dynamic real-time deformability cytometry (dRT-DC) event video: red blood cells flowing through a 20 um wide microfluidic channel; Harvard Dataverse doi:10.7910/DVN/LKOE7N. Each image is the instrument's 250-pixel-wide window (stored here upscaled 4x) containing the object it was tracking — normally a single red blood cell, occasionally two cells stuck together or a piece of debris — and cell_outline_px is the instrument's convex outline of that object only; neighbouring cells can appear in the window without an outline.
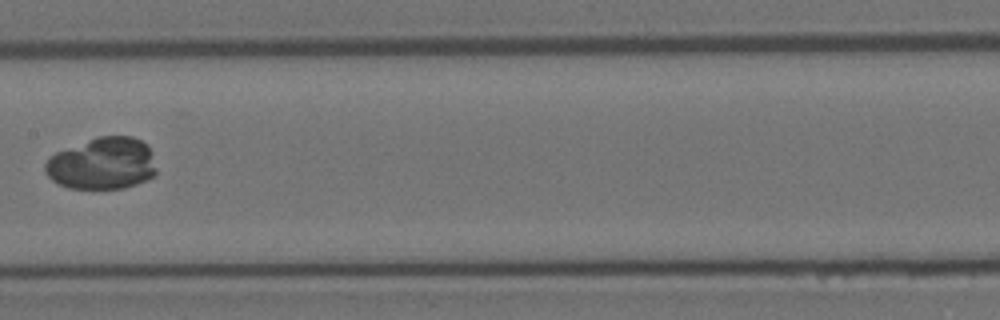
{"species": "Egyptian fruit bat (a non-hibernating species)", "species_latin": "Rousettus aegyptiacus", "temperature_condition": "room temperature", "stored_images_in_passage": 15, "camera_frame_rate_fps": 3000, "um_per_image_px": 0.085, "animal": {"sex": "female"}, "frame": {"image": 1, "passage_image": 8, "time_ms": 9.333, "image_size_px": [1000, 320], "cell_outline_px": [[156, 176], [148, 180], [124, 188], [68, 188], [52, 180], [44, 172], [44, 164], [48, 156], [56, 152], [96, 136], [132, 136], [148, 144], [152, 152], [156, 168]], "centroid_in_image_um": [8.7, 13.89], "position_along_channel_um": 198.7, "area_um2": 34.1}}
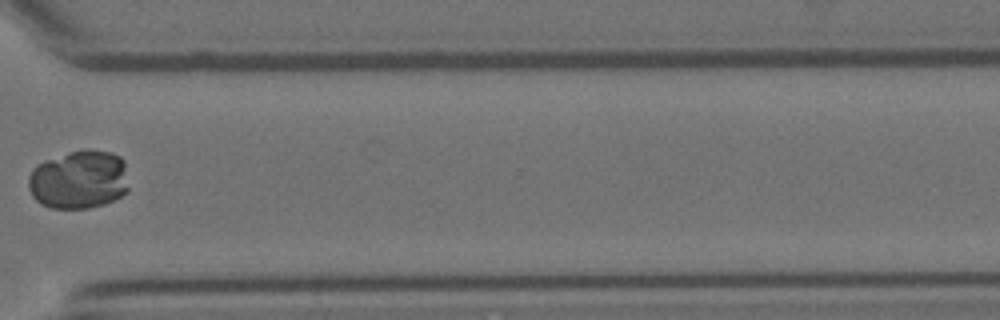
{"frame": {"image": 2, "passage_image": 12, "time_ms": 14.0, "image_size_px": [1000, 320], "cell_outline_px": [[128, 192], [104, 204], [88, 208], [52, 208], [40, 204], [32, 196], [28, 188], [28, 176], [32, 168], [36, 164], [44, 160], [68, 152], [84, 148], [88, 148], [112, 152], [120, 156], [124, 160], [128, 188]], "centroid_in_image_um": [6.69, 15.24], "position_along_channel_um": 363.9, "area_um2": 34.91}}
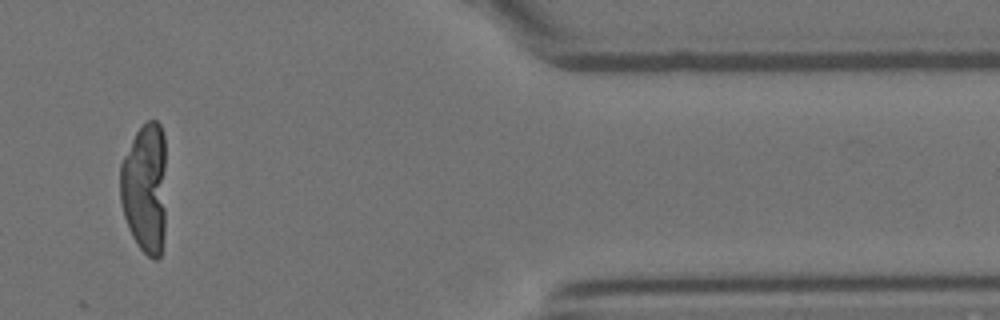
{"frame": {"image": 3, "passage_image": 13, "time_ms": 16.0, "image_size_px": [1000, 320], "cell_outline_px": [[164, 236], [160, 256], [156, 260], [152, 260], [136, 244], [128, 228], [124, 216], [120, 200], [120, 164], [136, 132], [148, 120], [156, 120], [160, 124], [164, 136]], "centroid_in_image_um": [12.31, 16.01], "position_along_channel_um": 399.1, "area_um2": 35.03}}